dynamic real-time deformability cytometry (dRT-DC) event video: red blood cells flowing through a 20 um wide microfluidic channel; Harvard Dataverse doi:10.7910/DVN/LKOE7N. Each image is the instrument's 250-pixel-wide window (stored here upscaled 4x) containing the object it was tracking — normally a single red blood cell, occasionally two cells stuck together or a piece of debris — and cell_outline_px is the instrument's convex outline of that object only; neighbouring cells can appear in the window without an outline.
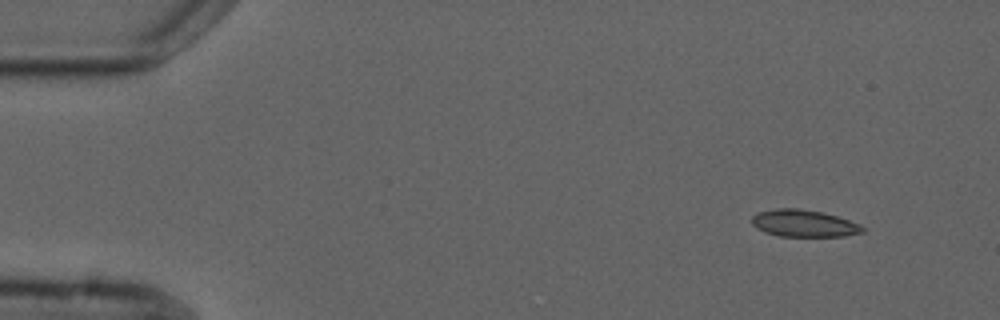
{"species": "common noctule bat (a hibernating species)", "species_latin": "Nyctalus noctula", "temperature_condition": "cold", "stored_images_in_passage": 5, "camera_frame_rate_fps": 3000, "um_per_image_px": 0.085, "animal": {"sex": "male", "forearm_length_mm": 52.5}, "frame": {"image": 1, "passage_image": 1, "time_ms": 0.0, "image_size_px": [1000, 320], "cell_outline_px": [[864, 232], [844, 236], [780, 236], [764, 232], [756, 228], [752, 224], [752, 216], [756, 212], [776, 208], [796, 208], [820, 212], [836, 216], [860, 224], [864, 228]], "centroid_in_image_um": [68.29, 18.98], "position_along_channel_um": 16.7, "area_um2": 17.4}}
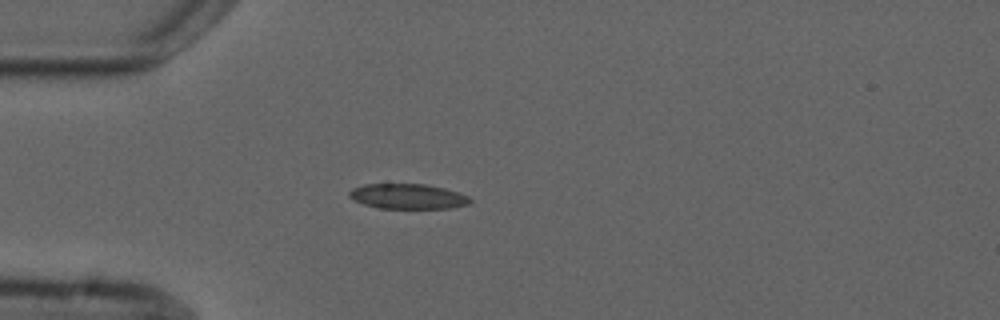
{"frame": {"image": 2, "passage_image": 4, "time_ms": 3.333, "image_size_px": [1000, 320], "cell_outline_px": [[472, 200], [468, 204], [452, 208], [380, 208], [364, 204], [348, 196], [348, 192], [352, 188], [364, 184], [424, 184], [444, 188], [468, 196]], "centroid_in_image_um": [34.65, 16.69], "position_along_channel_um": 50.3, "area_um2": 17.51}}